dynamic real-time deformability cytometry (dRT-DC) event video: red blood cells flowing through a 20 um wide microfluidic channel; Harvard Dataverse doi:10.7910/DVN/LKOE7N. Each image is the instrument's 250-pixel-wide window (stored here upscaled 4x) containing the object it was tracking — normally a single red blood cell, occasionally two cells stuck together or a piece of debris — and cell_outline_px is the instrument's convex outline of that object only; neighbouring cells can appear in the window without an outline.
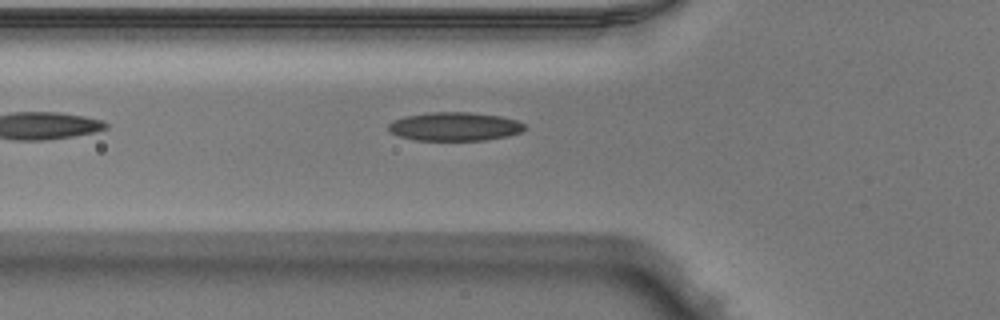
{"species": "Egyptian fruit bat (a non-hibernating species)", "species_latin": "Rousettus aegyptiacus", "temperature_condition": "warm", "stored_images_in_passage": 23, "camera_frame_rate_fps": 3000, "um_per_image_px": 0.085, "animal": {"sex": "male"}, "frame": {"image": 1, "passage_image": 4, "time_ms": 1.0, "image_size_px": [1000, 320], "cell_outline_px": [[528, 128], [520, 132], [508, 136], [484, 140], [416, 140], [400, 136], [392, 132], [388, 128], [388, 124], [392, 120], [404, 116], [428, 112], [468, 112], [500, 116], [516, 120], [524, 124]], "centroid_in_image_um": [38.65, 10.75], "position_along_channel_um": 87.2, "area_um2": 22.72}}
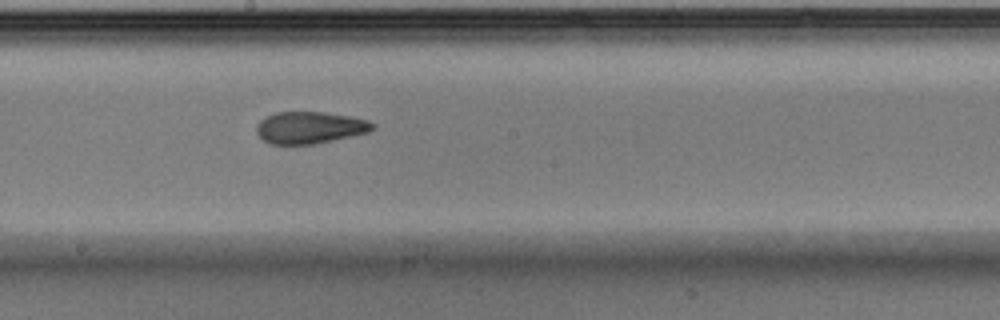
{"frame": {"image": 2, "passage_image": 14, "time_ms": 4.333, "image_size_px": [1000, 320], "cell_outline_px": [[376, 124], [368, 132], [352, 136], [316, 144], [272, 144], [264, 140], [256, 132], [256, 124], [260, 120], [276, 112], [324, 112], [348, 116], [368, 120]], "centroid_in_image_um": [26.33, 10.84], "position_along_channel_um": 221.9, "area_um2": 21.5}}
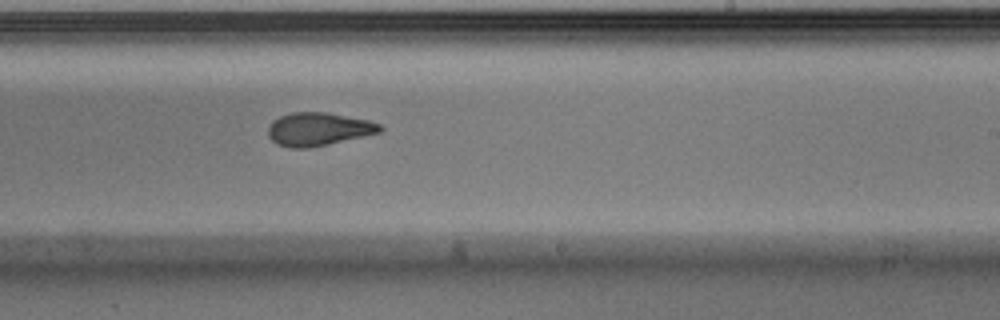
{"frame": {"image": 3, "passage_image": 17, "time_ms": 5.333, "image_size_px": [1000, 320], "cell_outline_px": [[384, 128], [380, 132], [328, 144], [304, 148], [292, 148], [276, 144], [268, 136], [268, 128], [272, 120], [280, 116], [292, 112], [328, 112], [368, 120], [380, 124]], "centroid_in_image_um": [27.04, 10.96], "position_along_channel_um": 262.0, "area_um2": 21.56}}